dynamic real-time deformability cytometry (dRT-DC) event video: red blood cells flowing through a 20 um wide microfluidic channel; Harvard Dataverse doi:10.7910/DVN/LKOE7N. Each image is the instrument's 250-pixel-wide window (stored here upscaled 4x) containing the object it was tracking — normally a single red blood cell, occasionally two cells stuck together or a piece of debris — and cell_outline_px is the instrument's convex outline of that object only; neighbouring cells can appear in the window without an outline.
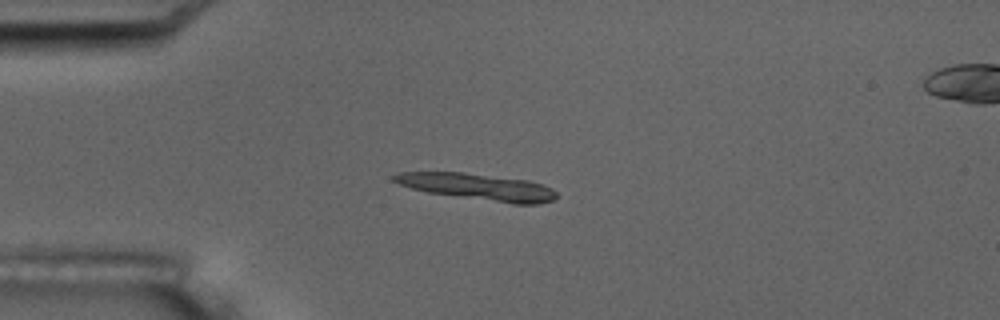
{"species": "common noctule bat (a hibernating species)", "species_latin": "Nyctalus noctula", "temperature_condition": "room temperature", "stored_images_in_passage": 3, "camera_frame_rate_fps": 3000, "um_per_image_px": 0.085, "animal": {"sex": "male", "body_mass_g": 17.5, "forearm_length_mm": 52.3}, "frame": {"image": 1, "passage_image": 1, "time_ms": 0.0, "image_size_px": [1000, 320], "cell_outline_px": [[556, 196], [552, 200], [540, 204], [512, 204], [428, 192], [412, 188], [400, 184], [392, 180], [392, 176], [400, 172], [464, 172], [528, 180], [552, 188], [556, 192]], "centroid_in_image_um": [40.63, 15.88], "position_along_channel_um": 44.4, "area_um2": 24.91}}